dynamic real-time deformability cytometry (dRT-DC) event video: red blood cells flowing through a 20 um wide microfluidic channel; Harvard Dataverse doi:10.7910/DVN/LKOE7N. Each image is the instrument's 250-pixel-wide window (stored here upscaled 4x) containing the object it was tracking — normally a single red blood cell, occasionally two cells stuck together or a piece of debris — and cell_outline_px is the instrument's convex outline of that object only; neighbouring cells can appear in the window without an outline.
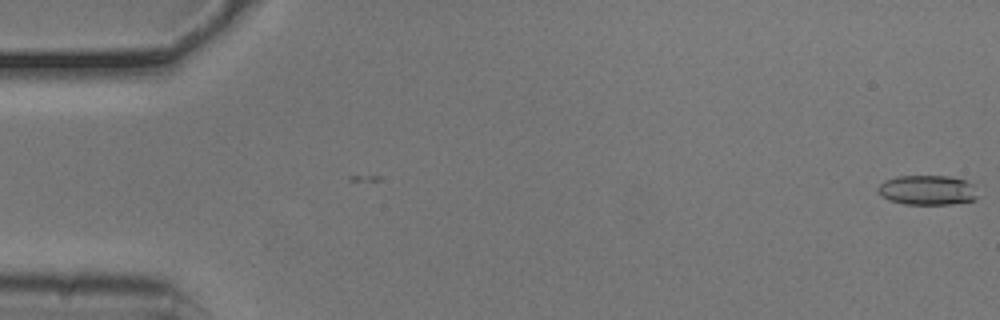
{"species": "common noctule bat (a hibernating species)", "species_latin": "Nyctalus noctula", "temperature_condition": "cold", "stored_images_in_passage": 19, "camera_frame_rate_fps": 3000, "um_per_image_px": 0.085, "animal": {"sex": "male", "body_mass_g": 20.5, "forearm_length_mm": 52.5}, "frame": {"image": 1, "passage_image": 1, "time_ms": 0.0, "image_size_px": [1000, 320], "cell_outline_px": [[980, 196], [976, 200], [952, 204], [904, 204], [888, 200], [880, 196], [876, 192], [876, 188], [884, 180], [896, 176], [948, 176], [964, 180], [972, 184]], "centroid_in_image_um": [78.8, 16.17], "position_along_channel_um": 6.2, "area_um2": 17.63}}
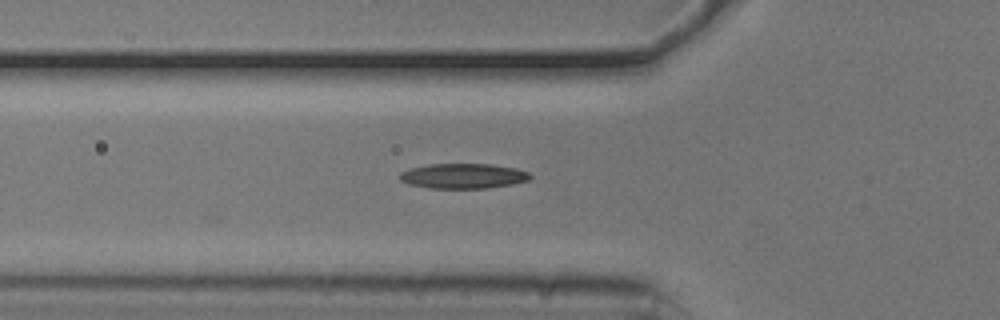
{"frame": {"image": 2, "passage_image": 19, "time_ms": 6.0, "image_size_px": [1000, 320], "cell_outline_px": [[532, 176], [528, 180], [512, 184], [488, 188], [428, 188], [408, 184], [400, 180], [400, 172], [412, 168], [428, 164], [492, 164], [516, 168], [528, 172]], "centroid_in_image_um": [39.37, 14.96], "position_along_channel_um": 86.4, "area_um2": 19.02}}